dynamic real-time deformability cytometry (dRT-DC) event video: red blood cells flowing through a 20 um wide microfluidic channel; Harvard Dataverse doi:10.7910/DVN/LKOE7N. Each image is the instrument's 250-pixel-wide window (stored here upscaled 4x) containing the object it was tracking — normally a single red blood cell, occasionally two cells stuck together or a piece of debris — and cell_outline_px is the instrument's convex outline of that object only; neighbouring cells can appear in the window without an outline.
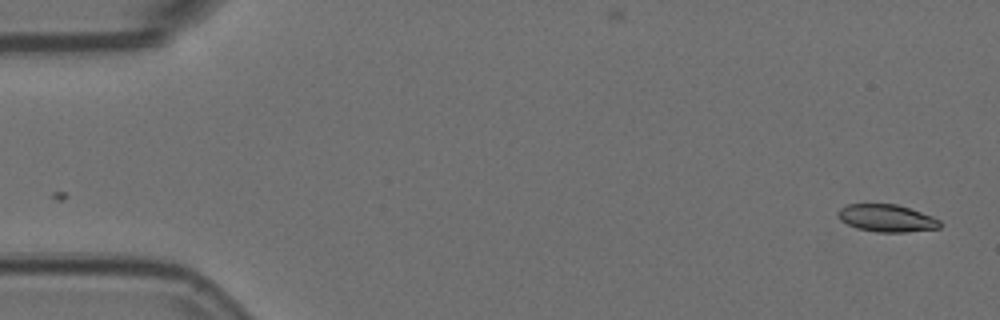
{"species": "Egyptian fruit bat (a non-hibernating species)", "species_latin": "Rousettus aegyptiacus", "temperature_condition": "room temperature", "stored_images_in_passage": 2, "camera_frame_rate_fps": 3000, "um_per_image_px": 0.085, "animal": {"sex": "female"}, "frame": {"image": 1, "passage_image": 2, "time_ms": 0.333, "image_size_px": [1000, 320], "cell_outline_px": [[944, 224], [940, 228], [908, 232], [876, 232], [856, 228], [840, 220], [836, 216], [836, 212], [840, 208], [848, 204], [896, 204], [932, 216], [940, 220]], "centroid_in_image_um": [75.37, 18.55], "position_along_channel_um": 9.6, "area_um2": 16.42}}